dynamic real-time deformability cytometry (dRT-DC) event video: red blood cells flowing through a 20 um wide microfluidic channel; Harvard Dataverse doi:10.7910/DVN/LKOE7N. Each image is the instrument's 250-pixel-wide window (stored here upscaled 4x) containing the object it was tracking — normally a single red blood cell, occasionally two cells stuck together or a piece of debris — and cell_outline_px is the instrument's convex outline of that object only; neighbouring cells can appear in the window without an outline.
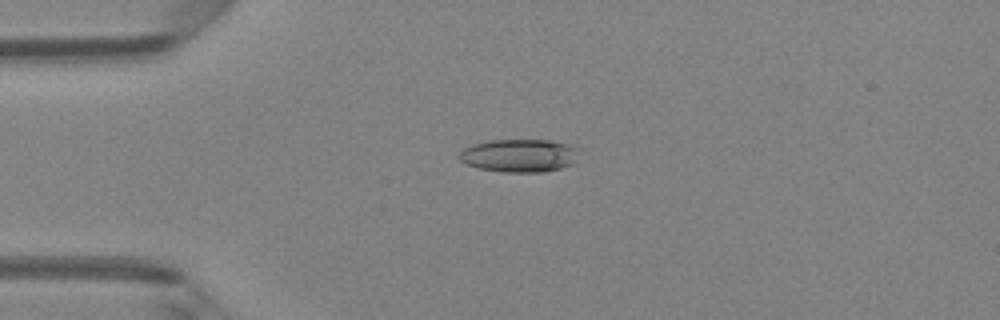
{"species": "Egyptian fruit bat (a non-hibernating species)", "species_latin": "Rousettus aegyptiacus", "temperature_condition": "room temperature", "stored_images_in_passage": 48, "camera_frame_rate_fps": 3000, "um_per_image_px": 0.085, "animal": {"sex": "female"}, "frame": {"image": 1, "passage_image": 11, "time_ms": 3.333, "image_size_px": [1000, 320], "cell_outline_px": [[580, 148], [572, 164], [560, 168], [544, 172], [504, 172], [476, 168], [464, 164], [460, 160], [460, 152], [464, 148], [472, 144], [488, 140], [548, 140], [572, 144]], "centroid_in_image_um": [44.14, 13.22], "position_along_channel_um": 40.9, "area_um2": 23.29}}
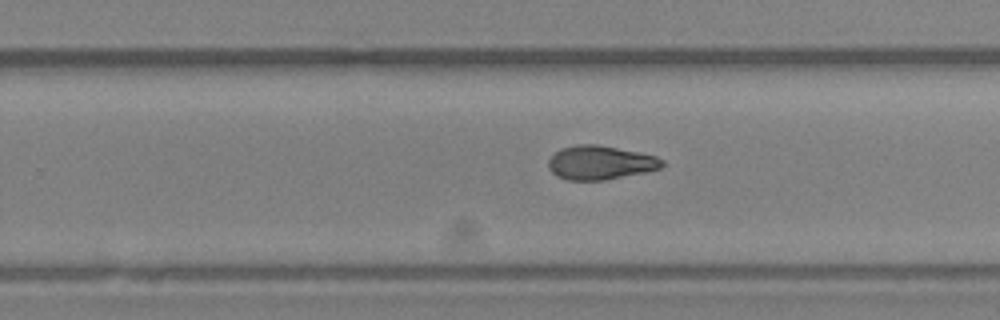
{"frame": {"image": 2, "passage_image": 30, "time_ms": 9.667, "image_size_px": [1000, 320], "cell_outline_px": [[664, 164], [660, 168], [644, 172], [604, 180], [568, 180], [556, 176], [548, 168], [548, 160], [560, 148], [576, 144], [596, 144], [640, 152], [656, 156], [664, 160]], "centroid_in_image_um": [51.0, 13.81], "position_along_channel_um": 278.8, "area_um2": 22.48}}
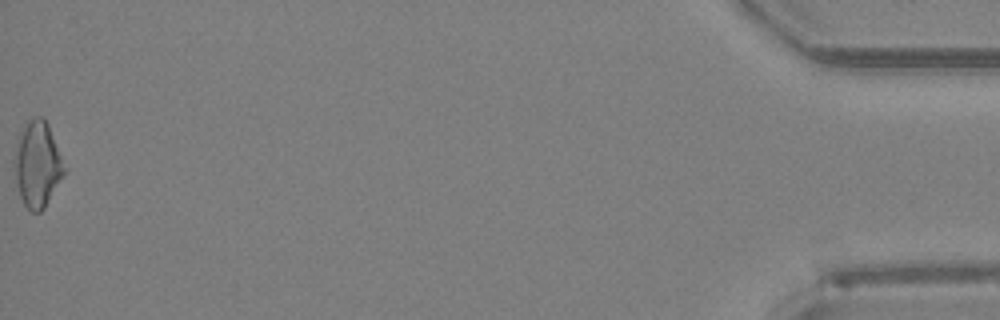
{"frame": {"image": 3, "passage_image": 48, "time_ms": 15.667, "image_size_px": [1000, 320], "cell_outline_px": [[64, 172], [44, 208], [40, 212], [32, 212], [24, 204], [20, 196], [16, 184], [12, 160], [12, 156], [20, 132], [28, 120], [32, 116], [44, 116], [48, 124], [60, 156], [64, 168]], "centroid_in_image_um": [3.11, 13.93], "position_along_channel_um": 432.1, "area_um2": 24.68}, "authors_computed_cell_mechanics": {"area_um2": 22.6865, "velocity_mm_per_s": 4.1921, "shape_relaxation_time_tau1_ms": 5.1575, "shape_relaxation_time_tau2_ms": 3.5947, "deformation_change_tau1": 0.1495, "deformation_change_tau2": 0.1073}}